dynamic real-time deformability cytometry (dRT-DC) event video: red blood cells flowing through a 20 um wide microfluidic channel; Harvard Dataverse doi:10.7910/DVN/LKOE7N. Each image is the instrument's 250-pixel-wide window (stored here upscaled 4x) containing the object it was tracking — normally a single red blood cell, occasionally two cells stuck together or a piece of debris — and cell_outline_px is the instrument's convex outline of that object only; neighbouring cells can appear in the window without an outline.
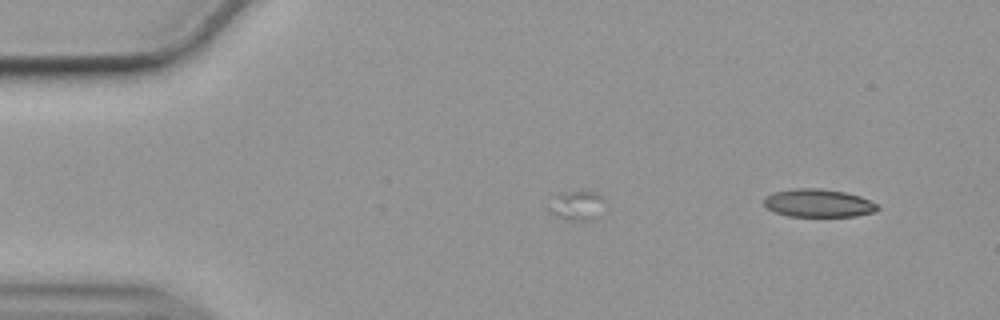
{"species": "common noctule bat (a hibernating species)", "species_latin": "Nyctalus noctula", "temperature_condition": "cold", "stored_images_in_passage": 2, "segment_of_instrument_passage": [1, 2], "camera_frame_rate_fps": 3000, "um_per_image_px": 0.085, "animal": {"sex": "female", "body_mass_g": 19.9}, "frame": {"image": 1, "passage_image": 1, "time_ms": 0.0, "image_size_px": [1000, 320], "cell_outline_px": [[608, 212], [604, 216], [592, 220], [572, 220], [560, 216], [552, 212], [548, 208], [548, 196], [564, 192], [596, 192], [604, 196], [608, 204]], "centroid_in_image_um": [49.18, 17.46], "position_along_channel_um": 35.8, "area_um2": 10.4}}